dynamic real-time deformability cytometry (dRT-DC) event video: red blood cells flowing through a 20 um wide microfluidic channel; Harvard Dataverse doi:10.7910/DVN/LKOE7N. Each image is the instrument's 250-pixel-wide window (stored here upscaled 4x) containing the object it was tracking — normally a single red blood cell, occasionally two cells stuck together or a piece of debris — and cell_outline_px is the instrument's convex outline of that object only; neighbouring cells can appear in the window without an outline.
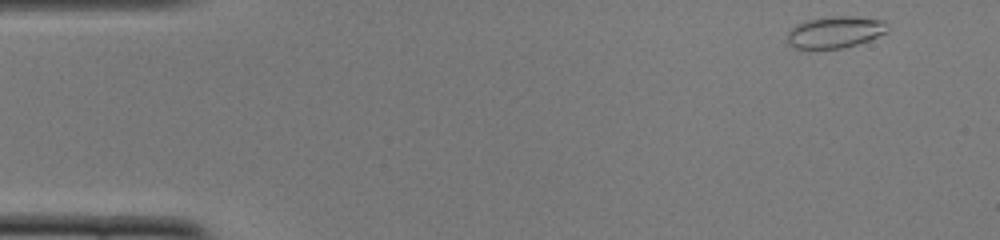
{"species": "common noctule bat (a hibernating species)", "species_latin": "Nyctalus noctula", "temperature_condition": "cold", "stored_images_in_passage": 48, "camera_frame_rate_fps": 3000, "um_per_image_px": 0.085, "animal": {"sex": "female", "body_mass_g": 22.0, "forearm_length_mm": 56.7}, "frame": {"image": 1, "passage_image": 1, "time_ms": 0.0, "image_size_px": [1000, 240], "cell_outline_px": [[888, 32], [868, 40], [856, 44], [840, 48], [792, 48], [788, 44], [788, 32], [796, 24], [808, 20], [832, 16], [852, 16], [884, 20], [888, 24]], "centroid_in_image_um": [71.0, 2.72], "position_along_channel_um": 14.0, "area_um2": 18.38}}
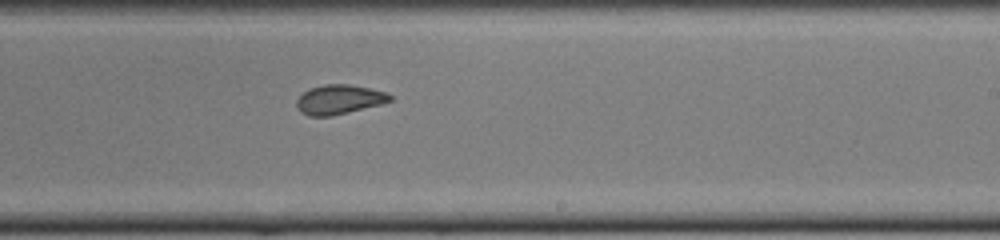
{"frame": {"image": 2, "passage_image": 28, "time_ms": 9.0, "image_size_px": [1000, 240], "cell_outline_px": [[392, 100], [380, 104], [332, 116], [308, 116], [300, 112], [296, 104], [296, 100], [304, 92], [312, 88], [324, 84], [352, 84], [384, 92], [392, 96]], "centroid_in_image_um": [28.8, 8.46], "position_along_channel_um": 260.2, "area_um2": 15.84}}
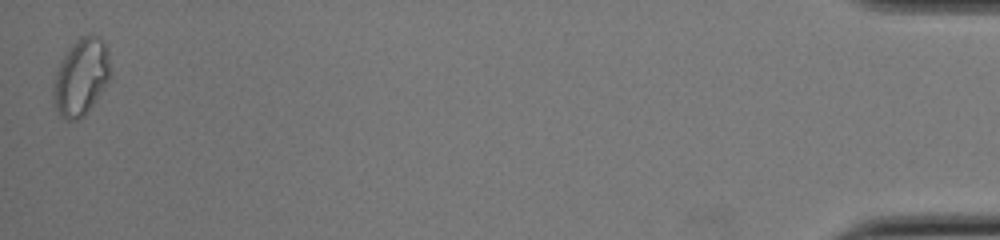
{"frame": {"image": 3, "passage_image": 48, "time_ms": 15.667, "image_size_px": [1000, 240], "cell_outline_px": [[112, 76], [88, 112], [84, 116], [76, 120], [68, 120], [60, 116], [56, 108], [52, 96], [52, 88], [56, 72], [68, 48], [80, 36], [96, 36], [104, 40], [108, 52], [112, 72]], "centroid_in_image_um": [6.91, 6.56], "position_along_channel_um": 428.3, "area_um2": 25.72}}